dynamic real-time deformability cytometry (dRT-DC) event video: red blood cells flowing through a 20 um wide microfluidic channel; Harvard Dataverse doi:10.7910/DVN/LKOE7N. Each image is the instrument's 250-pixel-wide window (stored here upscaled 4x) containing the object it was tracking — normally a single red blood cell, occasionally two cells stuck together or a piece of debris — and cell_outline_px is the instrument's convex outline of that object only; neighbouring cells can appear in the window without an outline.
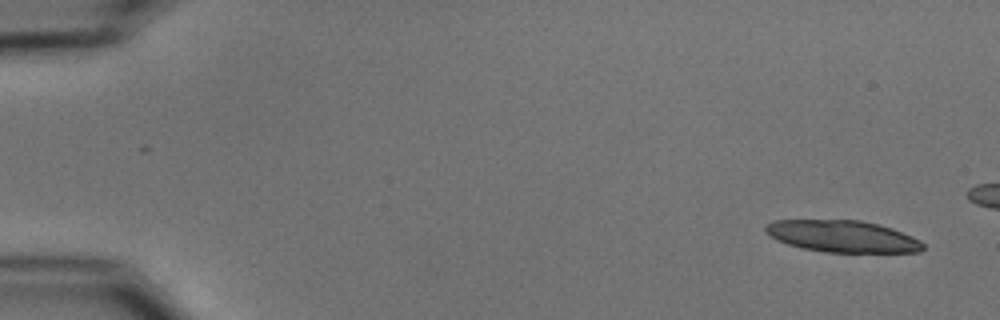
{"species": "common noctule bat (a hibernating species)", "species_latin": "Nyctalus noctula", "temperature_condition": "cold", "stored_images_in_passage": 16, "camera_frame_rate_fps": 3000, "um_per_image_px": 0.085, "animal": {"sex": "male", "body_mass_g": 15.6}, "frame": {"image": 1, "passage_image": 3, "time_ms": 0.667, "image_size_px": [1000, 320], "cell_outline_px": [[924, 248], [920, 252], [824, 252], [800, 248], [776, 240], [768, 236], [764, 232], [764, 224], [772, 220], [860, 220], [880, 224], [892, 228], [912, 236], [920, 240], [924, 244]], "centroid_in_image_um": [71.56, 20.08], "position_along_channel_um": 13.4, "area_um2": 29.54}}